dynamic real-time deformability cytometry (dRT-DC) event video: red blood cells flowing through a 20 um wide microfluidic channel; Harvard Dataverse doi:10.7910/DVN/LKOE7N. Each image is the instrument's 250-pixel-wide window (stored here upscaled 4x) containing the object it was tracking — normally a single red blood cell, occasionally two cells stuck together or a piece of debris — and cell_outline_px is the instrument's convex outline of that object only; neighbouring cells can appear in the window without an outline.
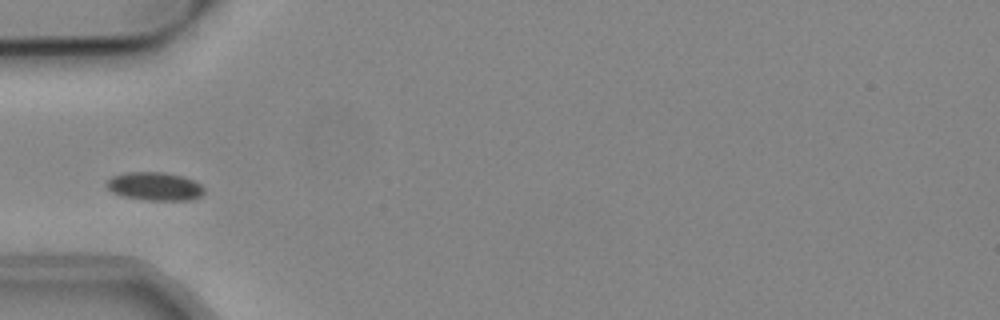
{"species": "common noctule bat (a hibernating species)", "species_latin": "Nyctalus noctula", "temperature_condition": "cold", "stored_images_in_passage": 37, "camera_frame_rate_fps": 3000, "um_per_image_px": 0.085, "animal": {"sex": "male", "body_mass_g": 19.2, "forearm_length_mm": 51.8}, "frame": {"image": 1, "passage_image": 1, "time_ms": 0.0, "image_size_px": [1000, 320], "cell_outline_px": [[204, 192], [200, 196], [188, 200], [148, 200], [124, 196], [112, 192], [104, 184], [112, 176], [124, 172], [164, 172], [184, 176], [200, 184], [204, 188]], "centroid_in_image_um": [13.14, 15.82], "position_along_channel_um": 71.9, "area_um2": 16.07}}
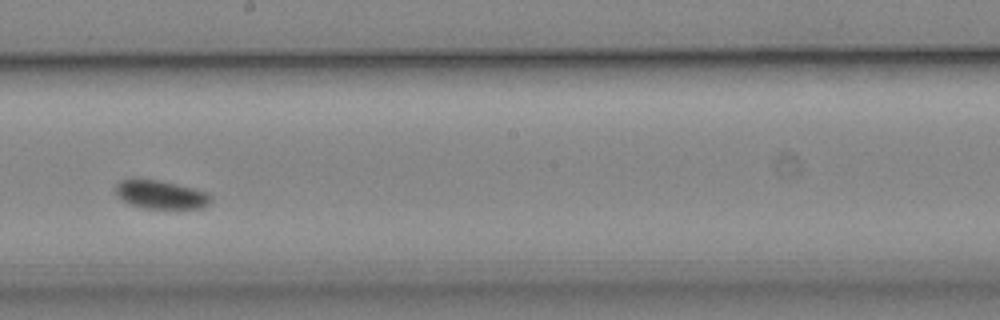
{"frame": {"image": 2, "passage_image": 14, "time_ms": 4.333, "image_size_px": [1000, 320], "cell_outline_px": [[212, 200], [204, 208], [144, 208], [128, 204], [116, 196], [116, 184], [120, 180], [160, 180], [192, 188], [204, 192], [212, 196]], "centroid_in_image_um": [13.65, 16.56], "position_along_channel_um": 234.5, "area_um2": 15.61}}
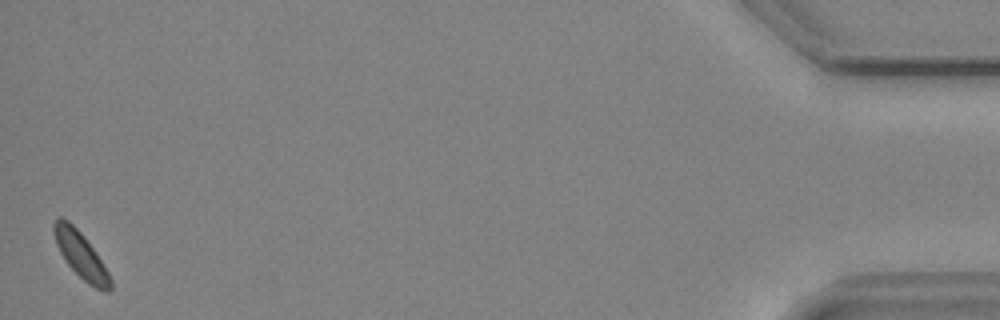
{"frame": {"image": 3, "passage_image": 37, "time_ms": 12.0, "image_size_px": [1000, 320], "cell_outline_px": [[112, 288], [108, 292], [104, 292], [88, 284], [64, 260], [56, 244], [52, 228], [52, 224], [60, 216], [68, 220], [84, 236], [108, 272], [112, 280]], "centroid_in_image_um": [6.86, 21.69], "position_along_channel_um": 428.3, "area_um2": 14.97}}